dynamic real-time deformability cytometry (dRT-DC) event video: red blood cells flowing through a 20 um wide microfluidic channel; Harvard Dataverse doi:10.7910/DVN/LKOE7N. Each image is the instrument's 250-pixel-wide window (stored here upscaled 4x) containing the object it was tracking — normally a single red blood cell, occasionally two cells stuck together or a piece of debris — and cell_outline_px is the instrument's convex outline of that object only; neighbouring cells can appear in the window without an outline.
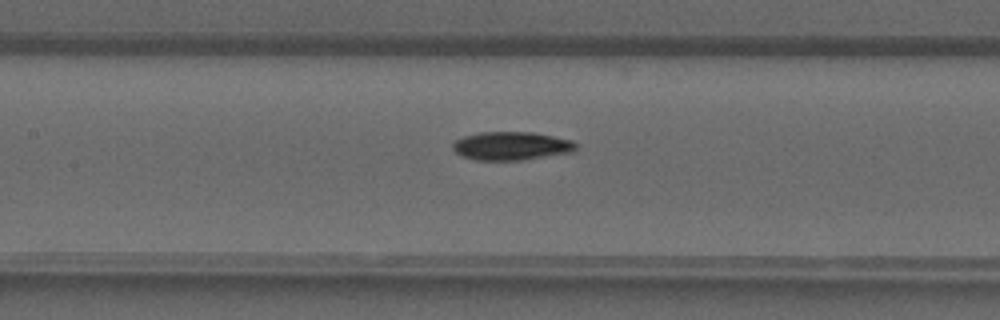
{"species": "common noctule bat (a hibernating species)", "species_latin": "Nyctalus noctula", "temperature_condition": "warm", "stored_images_in_passage": 29, "camera_frame_rate_fps": 3000, "um_per_image_px": 0.085, "animal": {"sex": "male", "forearm_length_mm": 52.5}, "frame": {"image": 1, "passage_image": 7, "time_ms": 2.0, "image_size_px": [1000, 320], "cell_outline_px": [[576, 148], [572, 152], [524, 160], [476, 160], [460, 156], [452, 148], [452, 144], [456, 140], [464, 136], [480, 132], [532, 132], [572, 140], [576, 144]], "centroid_in_image_um": [43.44, 12.41], "position_along_channel_um": 164.0, "area_um2": 20.4}}
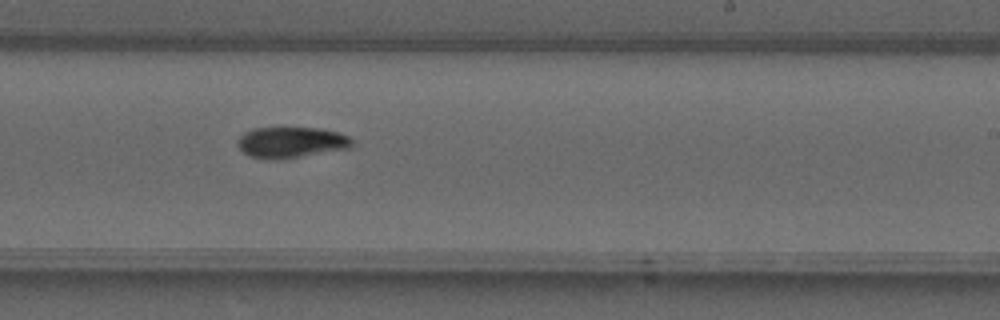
{"frame": {"image": 2, "passage_image": 13, "time_ms": 4.0, "image_size_px": [1000, 320], "cell_outline_px": [[352, 148], [284, 160], [268, 160], [248, 156], [236, 144], [236, 140], [244, 132], [256, 128], [320, 128], [336, 132], [348, 136], [352, 140]], "centroid_in_image_um": [24.73, 12.13], "position_along_channel_um": 264.3, "area_um2": 21.04}}
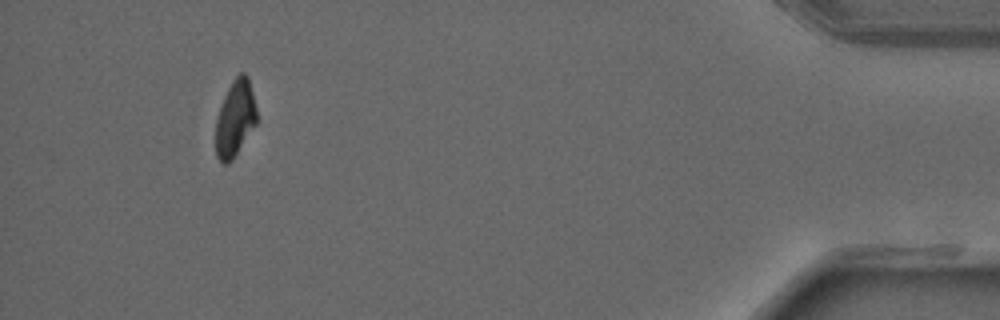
{"frame": {"image": 3, "passage_image": 26, "time_ms": 8.333, "image_size_px": [1000, 320], "cell_outline_px": [[256, 124], [232, 160], [228, 164], [224, 164], [216, 156], [216, 120], [224, 96], [232, 80], [240, 72], [244, 72], [248, 76], [256, 108]], "centroid_in_image_um": [19.98, 10.06], "position_along_channel_um": 415.2, "area_um2": 18.03}}